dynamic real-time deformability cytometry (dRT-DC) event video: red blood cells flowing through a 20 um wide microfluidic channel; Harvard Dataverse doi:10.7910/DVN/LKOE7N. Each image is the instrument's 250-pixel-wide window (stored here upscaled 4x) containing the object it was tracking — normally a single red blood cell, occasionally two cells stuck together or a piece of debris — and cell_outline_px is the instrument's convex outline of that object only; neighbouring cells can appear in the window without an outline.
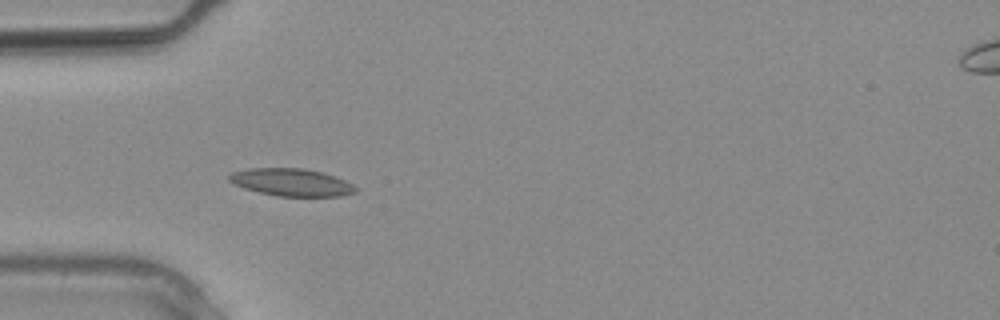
{"species": "common noctule bat (a hibernating species)", "species_latin": "Nyctalus noctula", "temperature_condition": "warm", "stored_images_in_passage": 29, "camera_frame_rate_fps": 3000, "um_per_image_px": 0.085, "animal": {"sex": "male", "body_mass_g": 20.4}, "frame": {"image": 1, "passage_image": 9, "time_ms": 2.667, "image_size_px": [1000, 320], "cell_outline_px": [[360, 188], [356, 192], [340, 196], [276, 196], [244, 188], [228, 180], [228, 176], [232, 172], [248, 168], [304, 168], [324, 172], [336, 176]], "centroid_in_image_um": [24.81, 15.49], "position_along_channel_um": 60.2, "area_um2": 20.35}}